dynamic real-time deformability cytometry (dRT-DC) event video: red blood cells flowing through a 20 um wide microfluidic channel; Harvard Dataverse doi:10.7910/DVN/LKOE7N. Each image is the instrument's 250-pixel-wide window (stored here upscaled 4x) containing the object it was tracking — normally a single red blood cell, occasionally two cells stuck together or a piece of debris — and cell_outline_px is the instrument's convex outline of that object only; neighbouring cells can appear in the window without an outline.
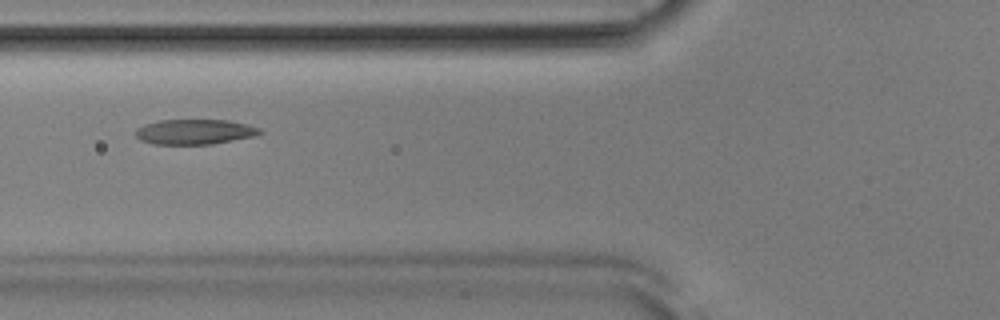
{"species": "Egyptian fruit bat (a non-hibernating species)", "species_latin": "Rousettus aegyptiacus", "temperature_condition": "room temperature", "stored_images_in_passage": 53, "camera_frame_rate_fps": 3000, "um_per_image_px": 0.085, "animal": {"sex": "male"}, "frame": {"image": 1, "passage_image": 21, "time_ms": 6.667, "image_size_px": [1000, 320], "cell_outline_px": [[264, 132], [256, 136], [212, 144], [156, 144], [140, 140], [136, 136], [136, 128], [144, 124], [160, 120], [228, 120], [248, 124], [260, 128]], "centroid_in_image_um": [16.58, 11.2], "position_along_channel_um": 109.2, "area_um2": 18.26}}
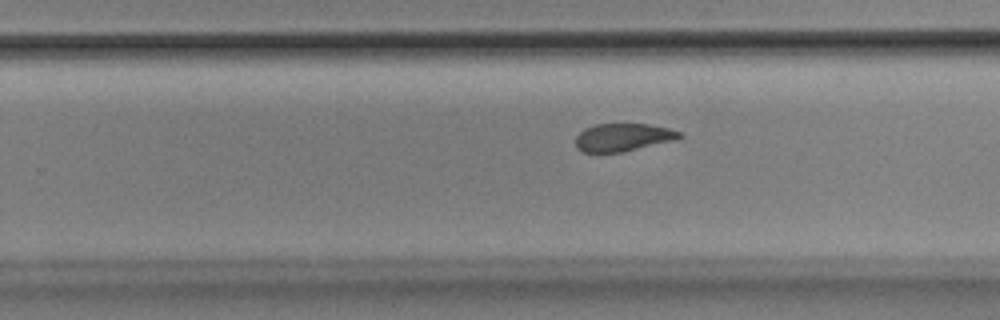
{"frame": {"image": 2, "passage_image": 34, "time_ms": 11.0, "image_size_px": [1000, 320], "cell_outline_px": [[684, 136], [676, 140], [620, 152], [584, 152], [576, 148], [576, 136], [584, 128], [596, 124], [648, 124], [668, 128], [680, 132]], "centroid_in_image_um": [52.95, 11.67], "position_along_channel_um": 276.8, "area_um2": 16.76}}
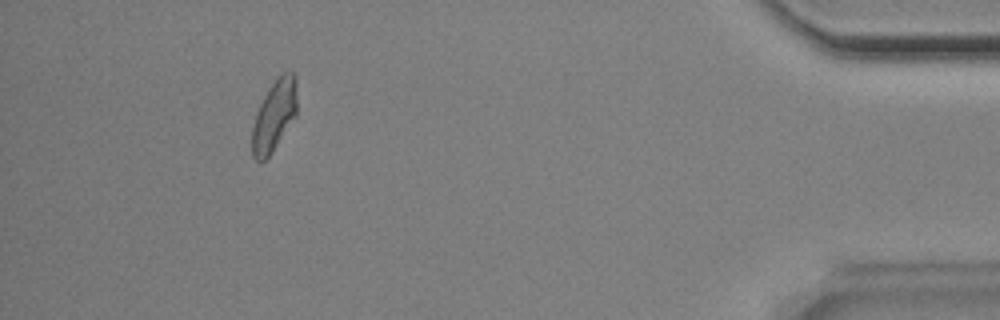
{"frame": {"image": 3, "passage_image": 49, "time_ms": 16.0, "image_size_px": [1000, 320], "cell_outline_px": [[296, 116], [272, 152], [264, 160], [256, 160], [252, 156], [252, 128], [256, 112], [268, 88], [276, 76], [280, 72], [296, 72]], "centroid_in_image_um": [23.31, 9.77], "position_along_channel_um": 411.9, "area_um2": 18.73}, "authors_computed_cell_mechanics": {"area_um2": 18.7272, "velocity_mm_per_s": 3.8731, "shape_relaxation_time_tau1_ms": 4.0328, "shape_relaxation_time_tau2_ms": 2.4621, "deformation_change_tau1": 0.1504, "deformation_change_tau2": 0.078}}